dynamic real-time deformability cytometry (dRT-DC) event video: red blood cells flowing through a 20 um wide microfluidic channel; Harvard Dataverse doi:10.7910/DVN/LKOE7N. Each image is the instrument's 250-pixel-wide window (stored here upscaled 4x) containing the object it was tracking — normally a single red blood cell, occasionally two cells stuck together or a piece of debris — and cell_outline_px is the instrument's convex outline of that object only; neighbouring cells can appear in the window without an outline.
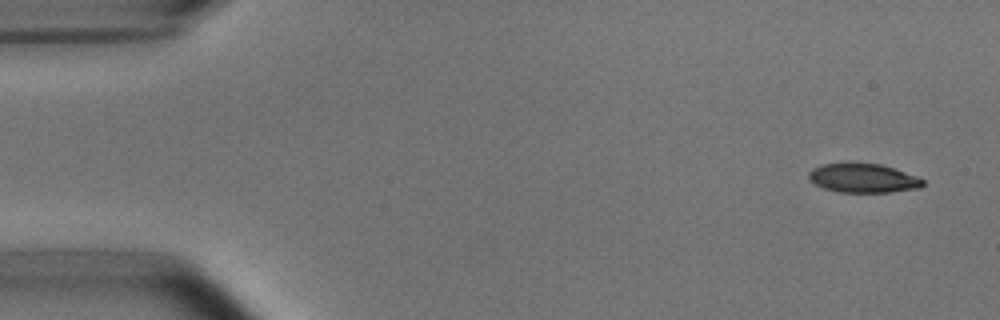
{"species": "common noctule bat (a hibernating species)", "species_latin": "Nyctalus noctula", "temperature_condition": "room temperature", "stored_images_in_passage": 52, "camera_frame_rate_fps": 3000, "um_per_image_px": 0.085, "animal": {"sex": "male", "body_mass_g": 15.6}, "frame": {"image": 1, "passage_image": 2, "time_ms": 0.333, "image_size_px": [1000, 320], "cell_outline_px": [[924, 184], [920, 188], [888, 192], [840, 192], [824, 188], [816, 184], [808, 176], [808, 172], [812, 168], [824, 164], [880, 164], [904, 172], [924, 180]], "centroid_in_image_um": [73.36, 15.16], "position_along_channel_um": 11.6, "area_um2": 18.79}}
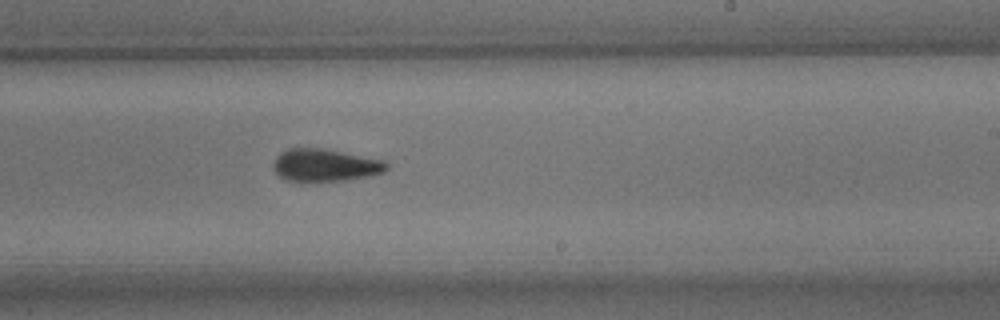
{"frame": {"image": 2, "passage_image": 31, "time_ms": 10.0, "image_size_px": [1000, 320], "cell_outline_px": [[388, 168], [384, 172], [368, 176], [344, 180], [284, 180], [272, 168], [272, 164], [276, 156], [280, 152], [288, 148], [320, 148], [384, 160], [388, 164]], "centroid_in_image_um": [27.61, 14.02], "position_along_channel_um": 261.4, "area_um2": 21.15}}
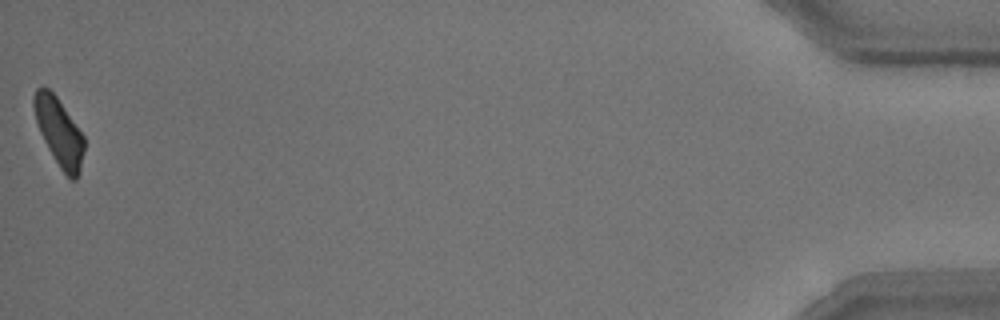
{"frame": {"image": 3, "passage_image": 52, "time_ms": 17.0, "image_size_px": [1000, 320], "cell_outline_px": [[84, 148], [80, 172], [76, 180], [72, 180], [60, 168], [48, 148], [40, 132], [36, 120], [32, 104], [32, 96], [36, 88], [48, 88], [56, 96], [84, 136]], "centroid_in_image_um": [5.01, 11.21], "position_along_channel_um": 430.2, "area_um2": 19.59}, "authors_computed_cell_mechanics": {"area_um2": 21.1548, "velocity_mm_per_s": 3.7673, "shape_relaxation_time_tau1_ms": 4.6882, "shape_relaxation_time_tau2_ms": 2.4453, "deformation_change_tau1": 0.1645, "deformation_change_tau2": 0.0953}}